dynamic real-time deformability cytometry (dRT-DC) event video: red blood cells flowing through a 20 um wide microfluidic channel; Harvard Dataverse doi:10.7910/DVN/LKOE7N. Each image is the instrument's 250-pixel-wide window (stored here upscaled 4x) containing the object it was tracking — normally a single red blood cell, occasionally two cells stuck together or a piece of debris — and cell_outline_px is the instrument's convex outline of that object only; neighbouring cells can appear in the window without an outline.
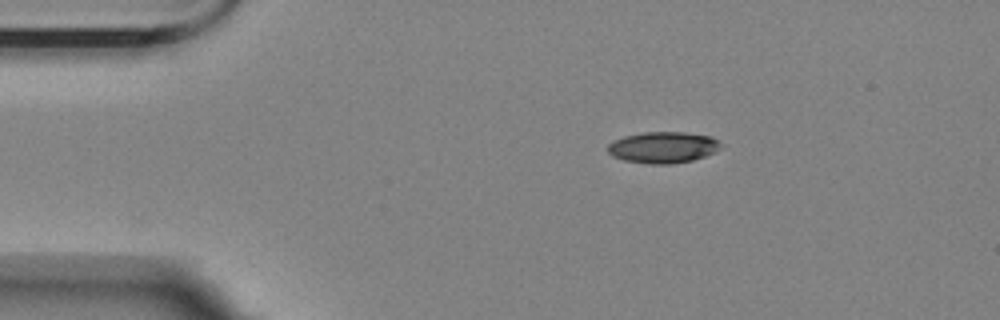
{"species": "Egyptian fruit bat (a non-hibernating species)", "species_latin": "Rousettus aegyptiacus", "temperature_condition": "room temperature", "stored_images_in_passage": 48, "camera_frame_rate_fps": 3000, "um_per_image_px": 0.085, "animal": {"sex": "female"}, "frame": {"image": 1, "passage_image": 1, "time_ms": 0.0, "image_size_px": [1000, 320], "cell_outline_px": [[720, 148], [704, 156], [692, 160], [672, 164], [648, 164], [624, 160], [612, 156], [608, 152], [608, 144], [612, 140], [624, 136], [644, 132], [684, 132], [708, 136], [716, 140], [720, 144]], "centroid_in_image_um": [56.29, 12.53], "position_along_channel_um": 28.7, "area_um2": 20.46}}
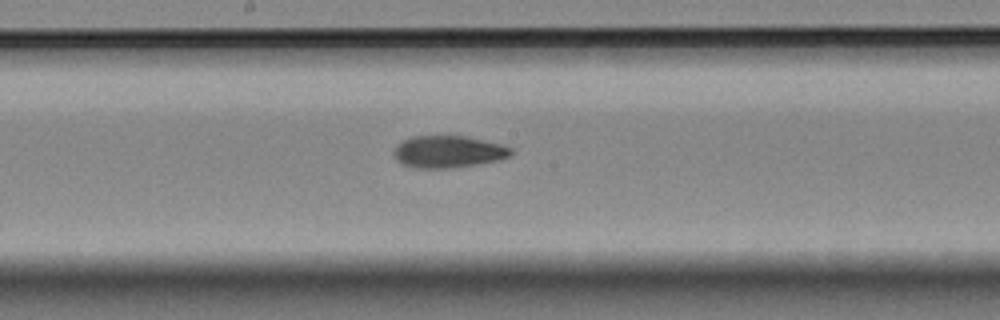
{"frame": {"image": 2, "passage_image": 21, "time_ms": 6.667, "image_size_px": [1000, 320], "cell_outline_px": [[512, 156], [500, 160], [452, 168], [412, 168], [400, 164], [396, 160], [392, 152], [396, 144], [412, 136], [464, 136], [500, 144], [512, 148]], "centroid_in_image_um": [38.06, 12.91], "position_along_channel_um": 210.1, "area_um2": 22.08}}
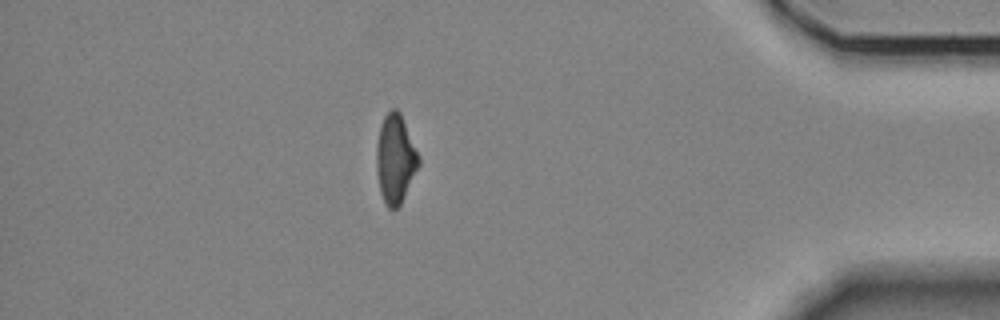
{"frame": {"image": 3, "passage_image": 41, "time_ms": 13.333, "image_size_px": [1000, 320], "cell_outline_px": [[420, 164], [400, 204], [396, 208], [388, 208], [380, 192], [376, 172], [376, 144], [380, 124], [384, 116], [392, 108], [396, 108], [400, 112], [420, 156]], "centroid_in_image_um": [33.59, 13.47], "position_along_channel_um": 401.6, "area_um2": 21.91}, "authors_computed_cell_mechanics": {"area_um2": 21.7617, "velocity_mm_per_s": 3.4769, "shape_relaxation_time_tau1_ms": 7.1466, "shape_relaxation_time_tau2_ms": 3.8486, "deformation_change_tau1": 0.192, "deformation_change_tau2": 0.0978}}